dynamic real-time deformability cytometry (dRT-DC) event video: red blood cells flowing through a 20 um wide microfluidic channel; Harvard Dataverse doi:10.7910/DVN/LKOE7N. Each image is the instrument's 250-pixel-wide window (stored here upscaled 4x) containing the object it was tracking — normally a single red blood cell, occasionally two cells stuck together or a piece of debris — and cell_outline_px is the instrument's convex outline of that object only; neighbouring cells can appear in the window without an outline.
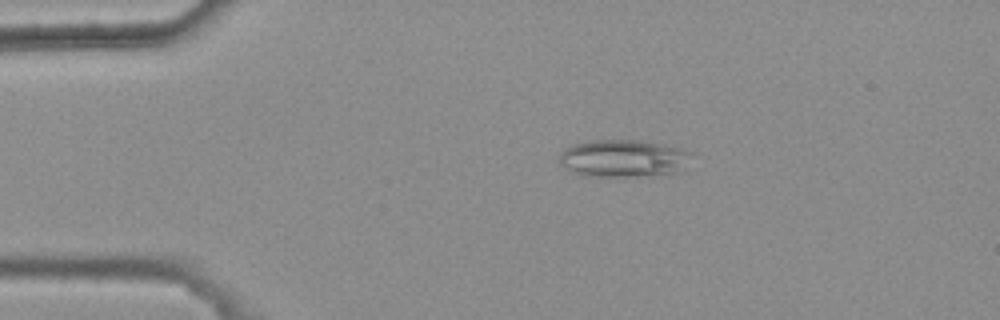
{"species": "common noctule bat (a hibernating species)", "species_latin": "Nyctalus noctula", "temperature_condition": "warm", "stored_images_in_passage": 5, "camera_frame_rate_fps": 3000, "um_per_image_px": 0.085, "animal": {"sex": "female", "body_mass_g": 25.1}, "frame": {"image": 1, "passage_image": 3, "time_ms": 0.667, "image_size_px": [1000, 320], "cell_outline_px": [[696, 156], [680, 172], [648, 176], [584, 176], [564, 168], [560, 164], [560, 156], [564, 148], [572, 144], [588, 140], [640, 140], [664, 144], [692, 152]], "centroid_in_image_um": [53.04, 13.46], "position_along_channel_um": 32.0, "area_um2": 29.36}}